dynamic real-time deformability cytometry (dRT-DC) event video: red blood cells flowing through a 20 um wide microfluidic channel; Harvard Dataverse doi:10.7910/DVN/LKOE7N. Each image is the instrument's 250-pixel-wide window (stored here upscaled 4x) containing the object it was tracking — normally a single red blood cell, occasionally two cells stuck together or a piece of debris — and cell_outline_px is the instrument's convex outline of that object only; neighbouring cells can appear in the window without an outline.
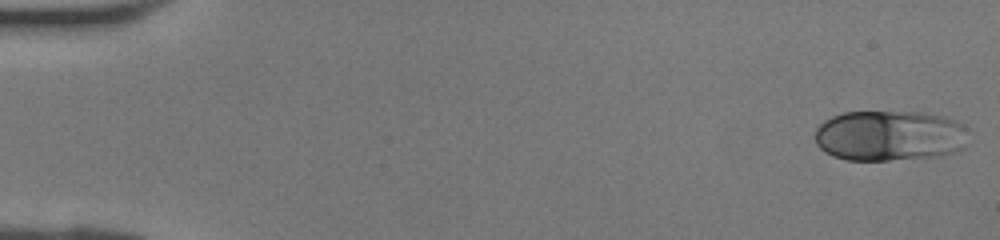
{"species": "human", "species_latin": "Homo sapiens", "temperature_condition": "room temperature", "stored_images_in_passage": 41, "camera_frame_rate_fps": 3000, "um_per_image_px": 0.085, "donor": {"sex": "female"}, "frame": {"image": 1, "passage_image": 1, "time_ms": 0.0, "image_size_px": [1000, 240], "cell_outline_px": [[964, 148], [940, 156], [888, 160], [848, 160], [832, 156], [824, 152], [816, 144], [816, 128], [824, 120], [832, 116], [844, 112], [924, 112], [944, 116], [960, 124], [964, 128]], "centroid_in_image_um": [75.55, 11.53], "position_along_channel_um": 9.4, "area_um2": 45.08}}
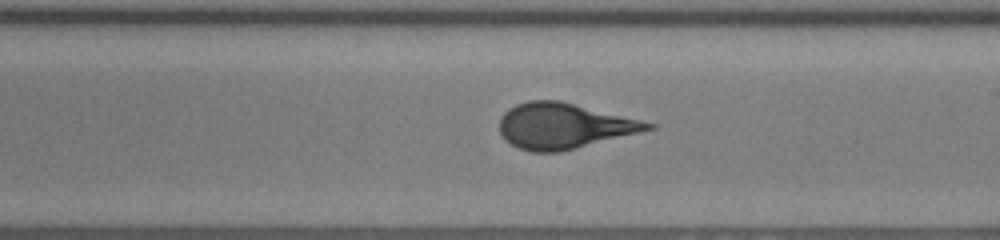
{"frame": {"image": 2, "passage_image": 24, "time_ms": 7.667, "image_size_px": [1000, 240], "cell_outline_px": [[656, 128], [560, 152], [532, 152], [520, 148], [504, 140], [500, 132], [500, 116], [508, 108], [516, 104], [528, 100], [560, 100], [656, 124]], "centroid_in_image_um": [47.88, 10.7], "position_along_channel_um": 241.1, "area_um2": 39.19}}
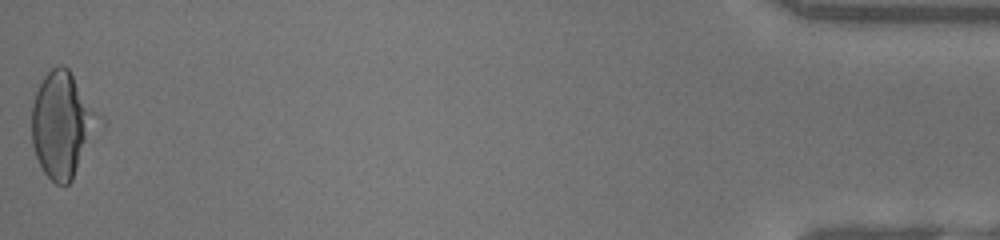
{"frame": {"image": 3, "passage_image": 41, "time_ms": 13.333, "image_size_px": [1000, 240], "cell_outline_px": [[108, 124], [72, 180], [68, 184], [56, 184], [44, 172], [36, 156], [32, 144], [32, 104], [36, 92], [44, 76], [56, 64], [64, 64], [68, 68], [108, 120]], "centroid_in_image_um": [5.46, 10.59], "position_along_channel_um": 429.7, "area_um2": 43.47}}